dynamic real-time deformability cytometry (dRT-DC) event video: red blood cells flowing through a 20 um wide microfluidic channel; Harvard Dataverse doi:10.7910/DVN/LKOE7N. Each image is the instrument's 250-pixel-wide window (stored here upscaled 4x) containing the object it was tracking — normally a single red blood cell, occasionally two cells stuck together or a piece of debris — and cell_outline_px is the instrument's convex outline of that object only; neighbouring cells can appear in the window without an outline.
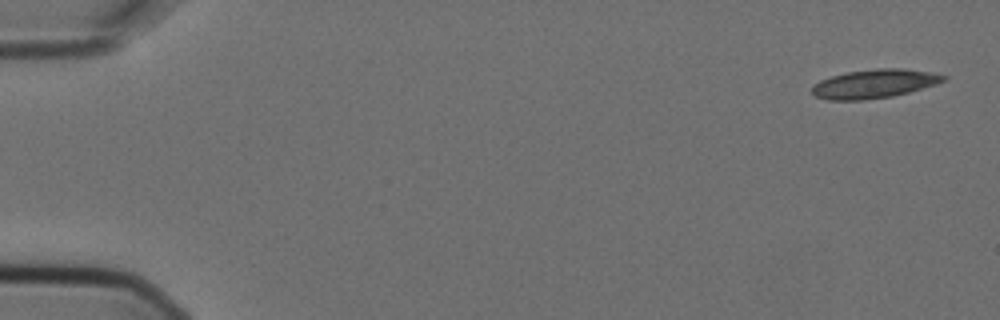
{"species": "Egyptian fruit bat (a non-hibernating species)", "species_latin": "Rousettus aegyptiacus", "temperature_condition": "cold", "stored_images_in_passage": 4, "camera_frame_rate_fps": 3000, "um_per_image_px": 0.085, "animal": {"sex": "female"}, "frame": {"image": 1, "passage_image": 1, "time_ms": 0.0, "image_size_px": [1000, 320], "cell_outline_px": [[948, 76], [944, 80], [936, 84], [908, 92], [892, 96], [864, 100], [828, 100], [816, 96], [812, 92], [812, 84], [820, 80], [832, 76], [848, 72], [876, 68], [904, 68], [932, 72]], "centroid_in_image_um": [74.31, 7.11], "position_along_channel_um": 10.7, "area_um2": 22.02}}
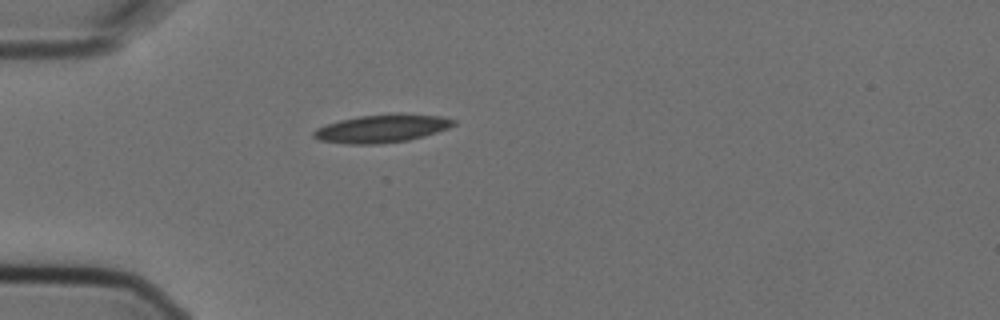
{"frame": {"image": 2, "passage_image": 4, "time_ms": 1.0, "image_size_px": [1000, 320], "cell_outline_px": [[456, 124], [448, 128], [424, 136], [408, 140], [380, 144], [344, 144], [316, 140], [312, 136], [312, 132], [316, 128], [324, 124], [340, 120], [360, 116], [388, 112], [400, 112], [440, 116], [456, 120]], "centroid_in_image_um": [32.43, 10.91], "position_along_channel_um": 52.6, "area_um2": 23.47}}